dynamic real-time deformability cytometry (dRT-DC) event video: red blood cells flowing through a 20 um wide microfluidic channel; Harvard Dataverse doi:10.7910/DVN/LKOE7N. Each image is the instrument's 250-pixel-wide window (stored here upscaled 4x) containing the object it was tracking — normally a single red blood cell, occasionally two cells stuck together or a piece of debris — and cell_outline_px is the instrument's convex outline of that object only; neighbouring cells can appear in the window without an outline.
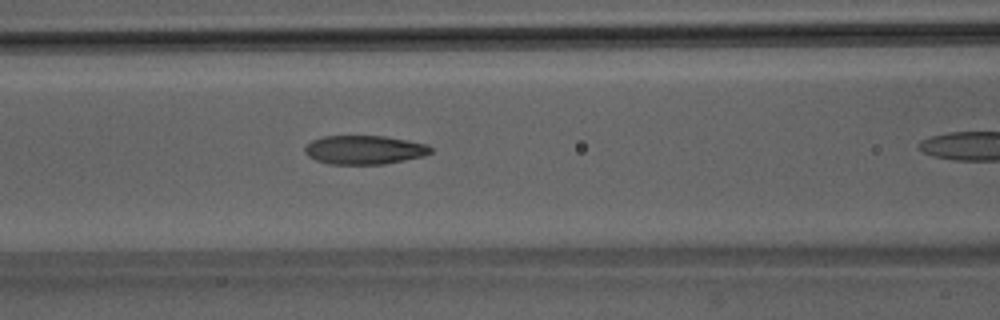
{"species": "Egyptian fruit bat (a non-hibernating species)", "species_latin": "Rousettus aegyptiacus", "temperature_condition": "room temperature", "stored_images_in_passage": 15, "camera_frame_rate_fps": 3000, "um_per_image_px": 0.085, "animal": {"sex": "male"}, "frame": {"image": 1, "passage_image": 11, "time_ms": 3.333, "image_size_px": [1000, 320], "cell_outline_px": [[432, 152], [424, 156], [384, 164], [328, 164], [316, 160], [308, 156], [304, 152], [304, 148], [312, 140], [324, 136], [384, 136], [428, 144], [432, 148]], "centroid_in_image_um": [30.97, 12.74], "position_along_channel_um": 135.6, "area_um2": 21.15}}